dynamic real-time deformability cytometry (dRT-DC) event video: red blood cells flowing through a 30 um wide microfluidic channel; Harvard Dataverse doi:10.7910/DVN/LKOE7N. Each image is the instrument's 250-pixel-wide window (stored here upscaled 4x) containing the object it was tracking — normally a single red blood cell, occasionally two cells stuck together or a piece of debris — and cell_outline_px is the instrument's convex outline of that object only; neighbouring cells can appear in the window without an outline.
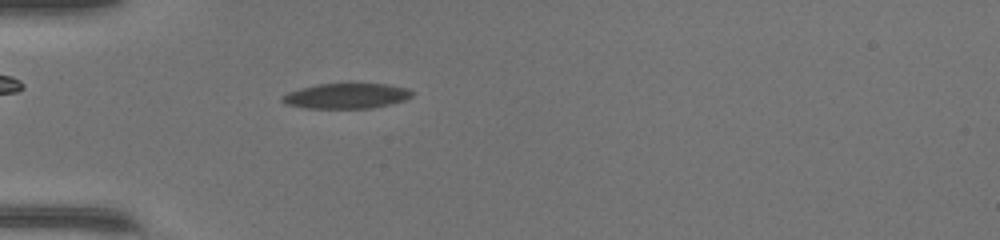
{"species": "common noctule bat (a hibernating species)", "species_latin": "Nyctalus noctula", "temperature_condition": "warm", "stored_images_in_passage": 39, "camera_frame_rate_fps": 3000, "um_per_image_px": 0.085, "animal": {"sex": "female", "body_mass_g": 17.0, "forearm_length_mm": 48.0}, "frame": {"image": 1, "passage_image": 5, "time_ms": 1.333, "image_size_px": [1000, 240], "cell_outline_px": [[412, 96], [404, 100], [372, 108], [304, 108], [284, 104], [280, 100], [280, 96], [288, 92], [300, 88], [320, 84], [348, 80], [388, 84], [408, 88], [412, 92]], "centroid_in_image_um": [29.41, 8.1], "position_along_channel_um": 55.6, "area_um2": 20.06}}
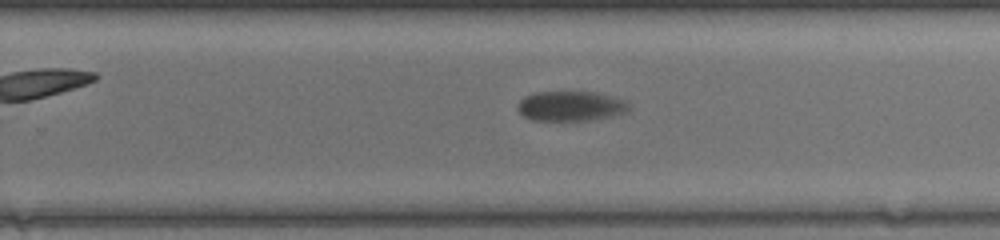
{"frame": {"image": 2, "passage_image": 22, "time_ms": 7.0, "image_size_px": [1000, 240], "cell_outline_px": [[632, 108], [628, 112], [612, 116], [588, 120], [532, 120], [524, 116], [520, 112], [520, 100], [524, 96], [536, 92], [596, 92], [628, 100]], "centroid_in_image_um": [48.61, 9.01], "position_along_channel_um": 281.2, "area_um2": 19.42}}
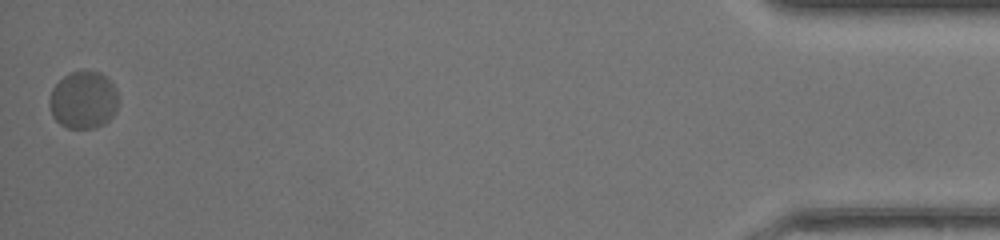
{"frame": {"image": 3, "passage_image": 39, "time_ms": 12.667, "image_size_px": [1000, 240], "cell_outline_px": [[120, 100], [116, 112], [104, 124], [92, 128], [68, 128], [60, 124], [52, 116], [48, 104], [48, 100], [52, 88], [68, 72], [100, 72], [116, 88]], "centroid_in_image_um": [7.09, 8.52], "position_along_channel_um": 428.1, "area_um2": 23.24}}